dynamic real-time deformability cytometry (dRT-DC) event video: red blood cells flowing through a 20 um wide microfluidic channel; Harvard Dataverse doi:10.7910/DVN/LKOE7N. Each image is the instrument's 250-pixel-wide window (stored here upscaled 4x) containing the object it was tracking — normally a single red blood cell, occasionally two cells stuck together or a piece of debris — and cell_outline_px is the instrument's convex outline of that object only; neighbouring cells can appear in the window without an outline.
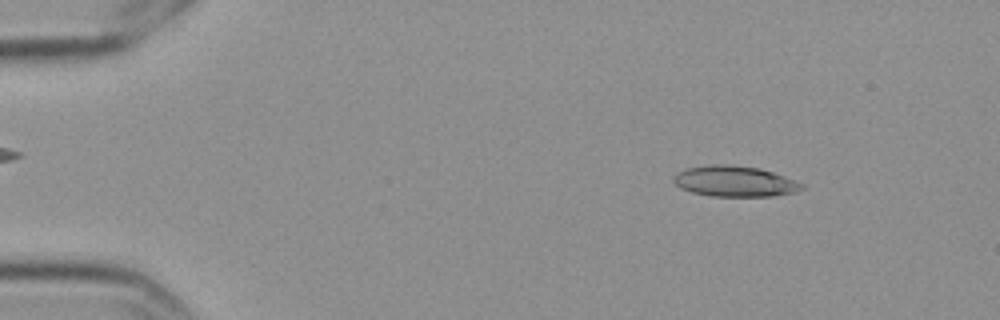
{"species": "Egyptian fruit bat (a non-hibernating species)", "species_latin": "Rousettus aegyptiacus", "temperature_condition": "cold", "stored_images_in_passage": 4, "camera_frame_rate_fps": 3000, "um_per_image_px": 0.085, "frame": {"image": 1, "passage_image": 2, "time_ms": 0.333, "image_size_px": [1000, 320], "cell_outline_px": [[804, 188], [796, 192], [772, 196], [708, 196], [692, 192], [680, 188], [672, 180], [672, 176], [676, 172], [688, 168], [708, 164], [728, 164], [760, 168], [784, 176], [804, 184]], "centroid_in_image_um": [62.42, 15.41], "position_along_channel_um": 22.6, "area_um2": 23.12}}
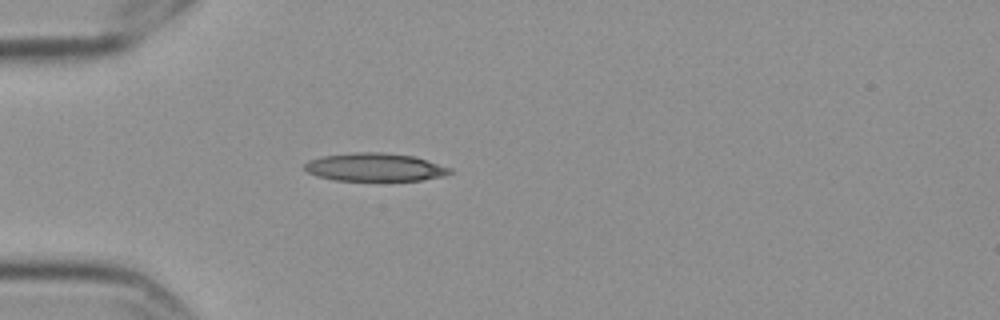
{"frame": {"image": 2, "passage_image": 4, "time_ms": 1.0, "image_size_px": [1000, 320], "cell_outline_px": [[452, 172], [444, 176], [420, 180], [336, 180], [320, 176], [308, 172], [304, 168], [304, 164], [308, 160], [320, 156], [356, 152], [380, 152], [416, 156], [452, 168]], "centroid_in_image_um": [31.89, 14.2], "position_along_channel_um": 53.1, "area_um2": 23.76}}